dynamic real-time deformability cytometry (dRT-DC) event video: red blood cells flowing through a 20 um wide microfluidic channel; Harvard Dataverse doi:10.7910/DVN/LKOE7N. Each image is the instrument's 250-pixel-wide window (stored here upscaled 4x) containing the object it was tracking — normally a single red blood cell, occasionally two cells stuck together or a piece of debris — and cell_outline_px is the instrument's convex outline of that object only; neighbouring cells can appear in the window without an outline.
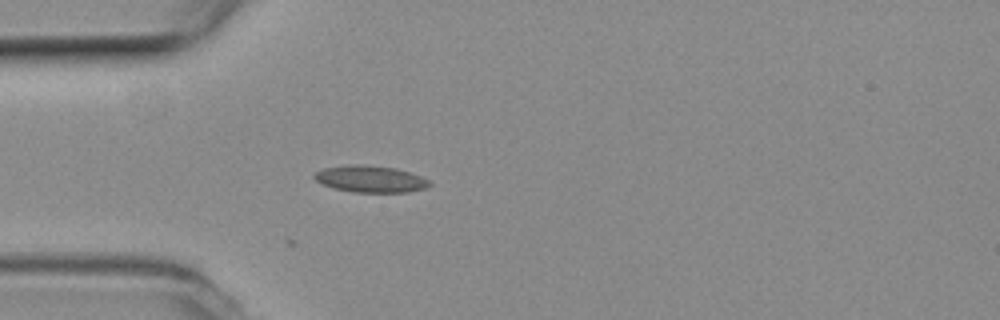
{"species": "common noctule bat (a hibernating species)", "species_latin": "Nyctalus noctula", "temperature_condition": "room temperature", "stored_images_in_passage": 1, "camera_frame_rate_fps": 3000, "um_per_image_px": 0.085, "animal": {"sex": "female", "body_mass_g": 19.3, "forearm_length_mm": 54.1}, "frame": {"image": 1, "passage_image": 1, "time_ms": 0.0, "image_size_px": [1000, 320], "cell_outline_px": [[432, 184], [424, 188], [408, 192], [352, 192], [332, 188], [316, 180], [312, 176], [316, 172], [324, 168], [344, 164], [360, 164], [396, 168], [420, 176], [428, 180]], "centroid_in_image_um": [31.45, 15.21], "position_along_channel_um": 53.6, "area_um2": 17.92}}